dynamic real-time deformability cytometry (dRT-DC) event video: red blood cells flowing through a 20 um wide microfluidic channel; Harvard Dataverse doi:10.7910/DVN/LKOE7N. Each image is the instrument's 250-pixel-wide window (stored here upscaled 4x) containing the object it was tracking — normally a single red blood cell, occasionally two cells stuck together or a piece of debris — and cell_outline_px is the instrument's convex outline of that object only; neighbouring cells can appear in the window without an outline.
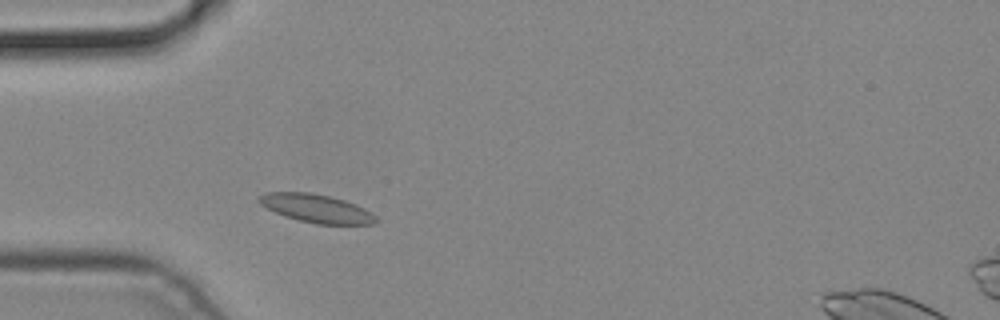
{"species": "common noctule bat (a hibernating species)", "species_latin": "Nyctalus noctula", "temperature_condition": "cold", "stored_images_in_passage": 2, "camera_frame_rate_fps": 3000, "um_per_image_px": 0.085, "animal": {"sex": "male", "body_mass_g": 19.2, "forearm_length_mm": 51.8}, "frame": {"image": 1, "passage_image": 2, "time_ms": 0.333, "image_size_px": [1000, 320], "cell_outline_px": [[380, 220], [376, 224], [316, 224], [284, 216], [260, 204], [256, 200], [256, 196], [264, 192], [312, 192], [332, 196], [356, 204], [372, 212]], "centroid_in_image_um": [26.9, 17.7], "position_along_channel_um": 58.1, "area_um2": 19.59}}